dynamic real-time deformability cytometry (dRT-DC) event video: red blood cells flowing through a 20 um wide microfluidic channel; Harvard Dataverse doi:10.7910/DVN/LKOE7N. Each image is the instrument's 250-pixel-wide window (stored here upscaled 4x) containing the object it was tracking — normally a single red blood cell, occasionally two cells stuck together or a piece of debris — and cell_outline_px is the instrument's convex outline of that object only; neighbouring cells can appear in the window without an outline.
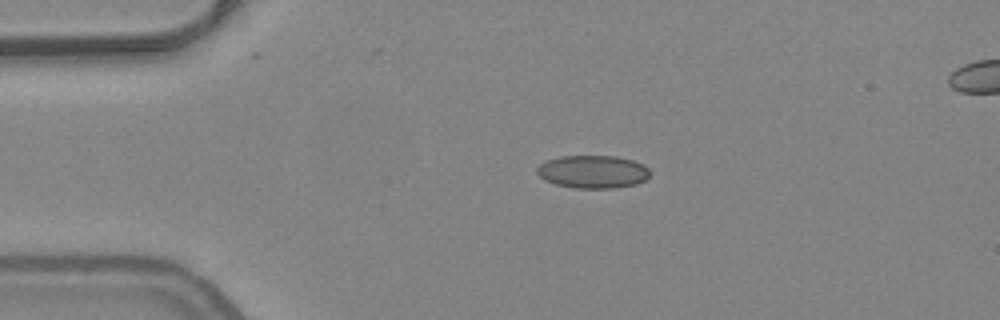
{"species": "common noctule bat (a hibernating species)", "species_latin": "Nyctalus noctula", "temperature_condition": "warm", "stored_images_in_passage": 44, "camera_frame_rate_fps": 3000, "um_per_image_px": 0.085, "animal": {"sex": "female", "body_mass_g": 24.6, "forearm_length_mm": 56.2}, "frame": {"image": 1, "passage_image": 1, "time_ms": 0.0, "image_size_px": [1000, 320], "cell_outline_px": [[648, 176], [644, 180], [636, 184], [616, 188], [572, 188], [556, 184], [544, 180], [536, 172], [536, 168], [540, 164], [548, 160], [560, 156], [616, 156], [632, 160], [644, 164], [648, 168]], "centroid_in_image_um": [50.37, 14.6], "position_along_channel_um": 34.6, "area_um2": 21.68}}
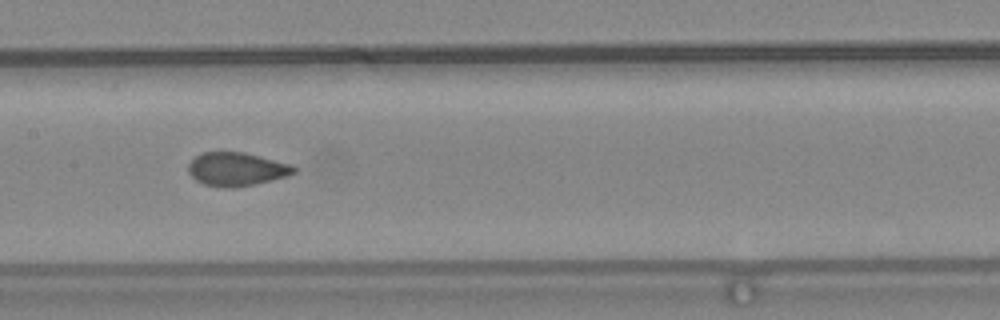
{"frame": {"image": 2, "passage_image": 16, "time_ms": 5.0, "image_size_px": [1000, 320], "cell_outline_px": [[296, 172], [288, 176], [236, 188], [228, 188], [204, 184], [196, 180], [188, 172], [188, 164], [196, 156], [204, 152], [244, 152], [292, 164], [296, 168]], "centroid_in_image_um": [20.12, 14.38], "position_along_channel_um": 187.3, "area_um2": 20.58}}
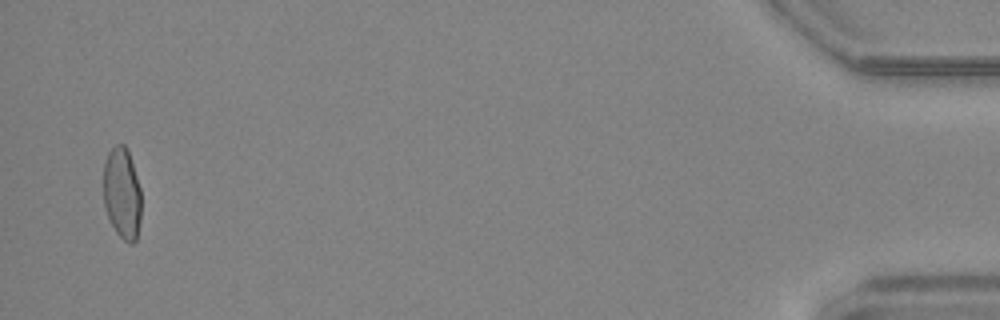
{"frame": {"image": 3, "passage_image": 42, "time_ms": 13.667, "image_size_px": [1000, 320], "cell_outline_px": [[140, 220], [136, 240], [132, 244], [128, 244], [116, 232], [108, 216], [104, 204], [104, 160], [108, 152], [116, 144], [124, 144], [128, 152], [140, 188]], "centroid_in_image_um": [10.37, 16.44], "position_along_channel_um": 424.8, "area_um2": 19.94}}